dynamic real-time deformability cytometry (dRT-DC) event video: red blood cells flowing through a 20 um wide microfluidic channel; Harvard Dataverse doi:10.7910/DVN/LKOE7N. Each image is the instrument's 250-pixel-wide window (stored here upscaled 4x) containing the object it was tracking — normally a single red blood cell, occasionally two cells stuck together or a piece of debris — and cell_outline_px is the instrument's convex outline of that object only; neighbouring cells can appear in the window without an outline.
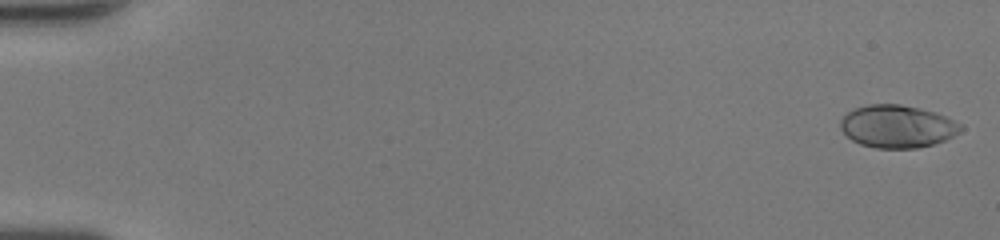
{"species": "human", "species_latin": "Homo sapiens", "temperature_condition": "room temperature", "stored_images_in_passage": 50, "camera_frame_rate_fps": 3000, "um_per_image_px": 0.085, "donor": {"sex": "female"}, "frame": {"image": 1, "passage_image": 1, "time_ms": 0.0, "image_size_px": [1000, 240], "cell_outline_px": [[964, 128], [960, 132], [944, 140], [932, 144], [916, 148], [876, 148], [860, 144], [852, 140], [840, 128], [840, 120], [848, 112], [856, 108], [868, 104], [900, 104], [920, 108], [936, 112], [960, 124]], "centroid_in_image_um": [76.26, 10.74], "position_along_channel_um": 8.7, "area_um2": 29.71}}
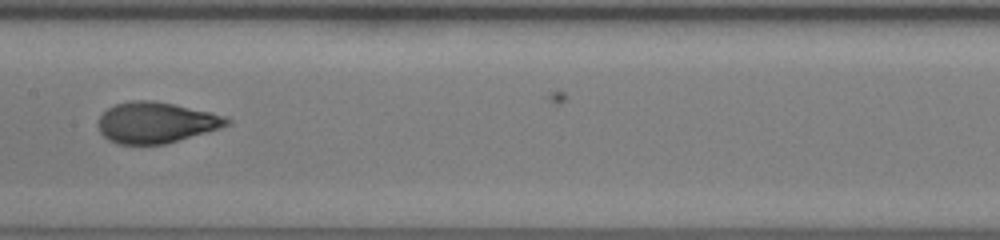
{"frame": {"image": 2, "passage_image": 27, "time_ms": 8.667, "image_size_px": [1000, 240], "cell_outline_px": [[232, 124], [220, 128], [164, 144], [120, 144], [108, 140], [100, 132], [100, 116], [108, 108], [116, 104], [128, 100], [152, 100], [212, 112], [224, 116], [232, 120]], "centroid_in_image_um": [13.29, 10.41], "position_along_channel_um": 194.1, "area_um2": 30.46}}
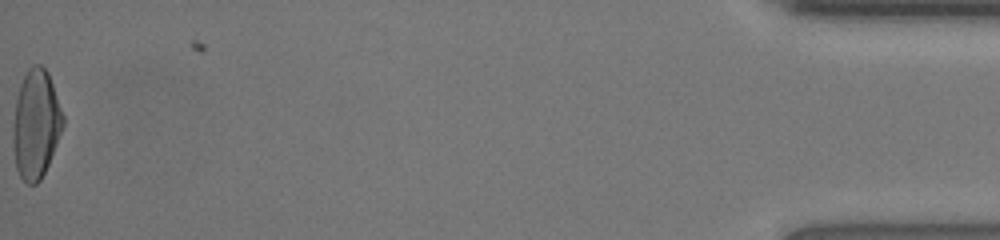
{"frame": {"image": 3, "passage_image": 50, "time_ms": 16.333, "image_size_px": [1000, 240], "cell_outline_px": [[64, 124], [48, 164], [40, 180], [36, 184], [28, 184], [20, 176], [16, 168], [12, 140], [12, 132], [16, 100], [20, 84], [28, 68], [32, 64], [40, 64], [48, 72], [64, 116]], "centroid_in_image_um": [3.04, 10.54], "position_along_channel_um": 432.2, "area_um2": 31.5}, "authors_computed_cell_mechanics": {"area_um2": 30.3161, "velocity_mm_per_s": 4.3377, "shape_relaxation_time_tau1_ms": 4.4531, "shape_relaxation_time_tau2_ms": 0.674, "deformation_change_tau1": 0.2235, "deformation_change_tau2": 0.0673}}